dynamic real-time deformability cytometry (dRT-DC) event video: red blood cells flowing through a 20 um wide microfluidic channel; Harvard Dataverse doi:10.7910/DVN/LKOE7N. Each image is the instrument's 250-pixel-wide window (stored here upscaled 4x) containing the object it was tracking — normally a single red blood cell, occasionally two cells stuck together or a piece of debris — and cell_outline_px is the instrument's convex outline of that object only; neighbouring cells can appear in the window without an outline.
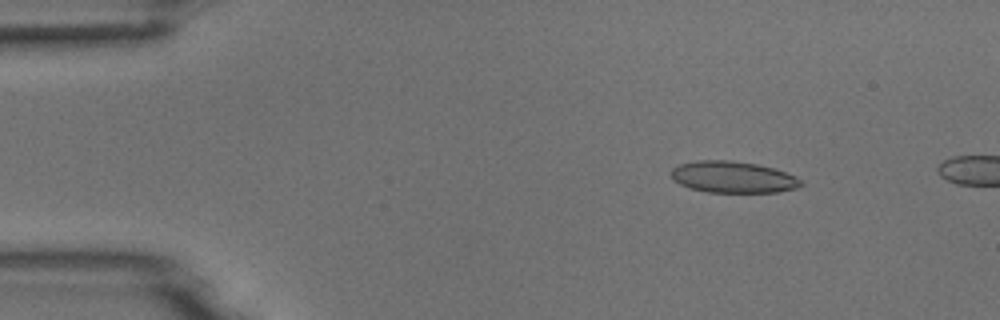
{"species": "common noctule bat (a hibernating species)", "species_latin": "Nyctalus noctula", "temperature_condition": "room temperature", "stored_images_in_passage": 11, "camera_frame_rate_fps": 3000, "um_per_image_px": 0.085, "animal": {"sex": "male", "body_mass_g": 18.8}, "frame": {"image": 1, "passage_image": 7, "time_ms": 2.0, "image_size_px": [1000, 320], "cell_outline_px": [[804, 184], [796, 188], [776, 192], [708, 192], [688, 188], [672, 180], [672, 168], [680, 164], [696, 160], [732, 160], [756, 164], [772, 168], [796, 176]], "centroid_in_image_um": [62.27, 15.05], "position_along_channel_um": 22.7, "area_um2": 23.81}}